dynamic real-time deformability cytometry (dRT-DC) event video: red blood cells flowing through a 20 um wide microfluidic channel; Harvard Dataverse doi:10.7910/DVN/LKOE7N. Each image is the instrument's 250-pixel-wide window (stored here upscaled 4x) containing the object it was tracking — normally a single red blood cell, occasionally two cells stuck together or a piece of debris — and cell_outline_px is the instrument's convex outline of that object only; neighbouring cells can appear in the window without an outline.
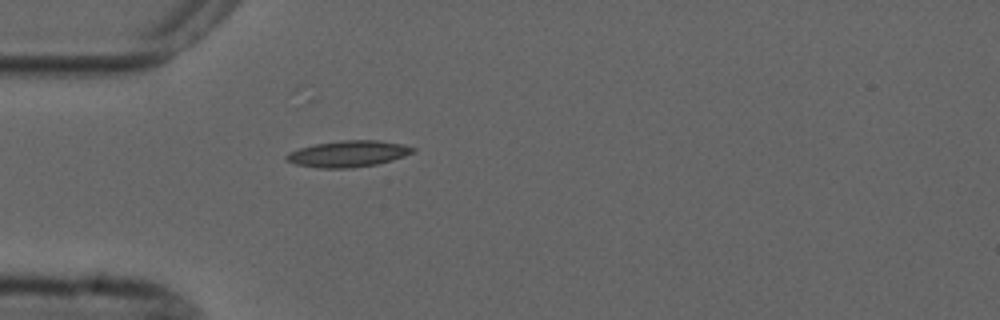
{"species": "common noctule bat (a hibernating species)", "species_latin": "Nyctalus noctula", "temperature_condition": "cold", "stored_images_in_passage": 1, "camera_frame_rate_fps": 3000, "um_per_image_px": 0.085, "animal": {"sex": "male", "forearm_length_mm": 52.5}, "frame": {"image": 1, "passage_image": 1, "time_ms": 0.0, "image_size_px": [1000, 320], "cell_outline_px": [[416, 152], [392, 160], [376, 164], [352, 168], [316, 168], [296, 164], [284, 160], [284, 156], [288, 152], [300, 148], [316, 144], [340, 140], [380, 140], [404, 144], [416, 148]], "centroid_in_image_um": [29.6, 13.07], "position_along_channel_um": 55.4, "area_um2": 19.59}}